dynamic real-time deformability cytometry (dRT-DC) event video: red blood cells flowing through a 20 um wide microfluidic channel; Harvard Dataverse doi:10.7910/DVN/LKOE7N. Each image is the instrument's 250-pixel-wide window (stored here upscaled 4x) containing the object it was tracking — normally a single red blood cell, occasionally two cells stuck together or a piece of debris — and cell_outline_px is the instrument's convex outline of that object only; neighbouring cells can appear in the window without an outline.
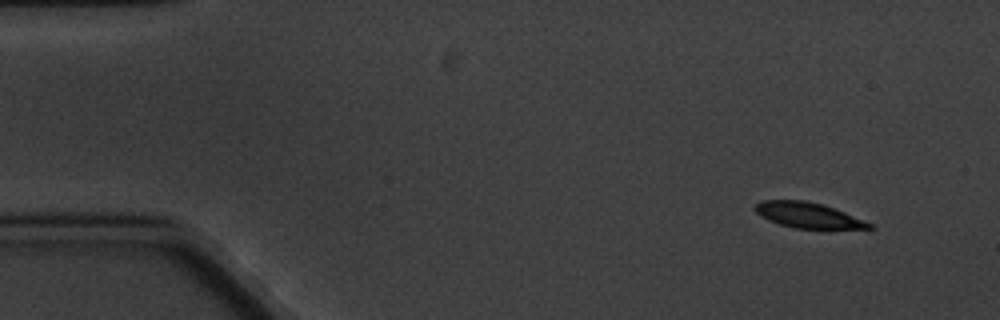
{"species": "common noctule bat (a hibernating species)", "species_latin": "Nyctalus noctula", "temperature_condition": "cold", "stored_images_in_passage": 5, "camera_frame_rate_fps": 3000, "um_per_image_px": 0.085, "animal": {"sex": "male", "body_mass_g": 20.1, "forearm_length_mm": 53.5}, "frame": {"image": 1, "passage_image": 2, "time_ms": 1.0, "image_size_px": [1000, 320], "cell_outline_px": [[876, 228], [796, 228], [780, 224], [768, 220], [760, 216], [752, 208], [760, 200], [804, 200], [820, 204], [844, 212], [872, 224]], "centroid_in_image_um": [68.6, 18.28], "position_along_channel_um": 16.4, "area_um2": 16.59}}
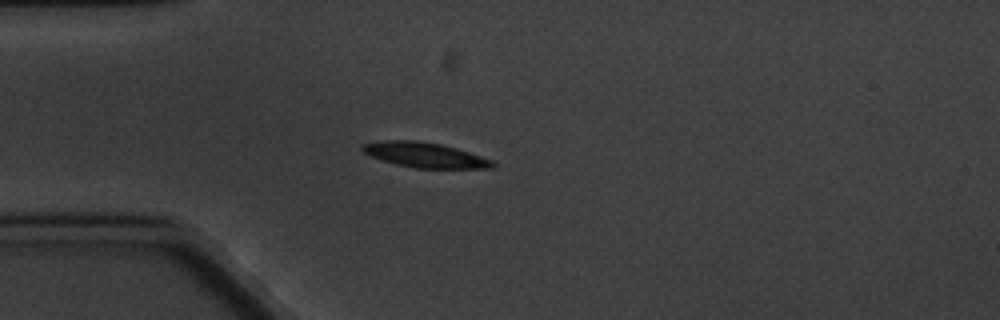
{"frame": {"image": 2, "passage_image": 5, "time_ms": 4.667, "image_size_px": [1000, 320], "cell_outline_px": [[496, 168], [416, 168], [396, 164], [372, 156], [364, 152], [360, 148], [364, 144], [380, 140], [416, 140], [440, 144], [456, 148], [492, 160], [496, 164]], "centroid_in_image_um": [36.13, 13.17], "position_along_channel_um": 48.9, "area_um2": 18.79}}